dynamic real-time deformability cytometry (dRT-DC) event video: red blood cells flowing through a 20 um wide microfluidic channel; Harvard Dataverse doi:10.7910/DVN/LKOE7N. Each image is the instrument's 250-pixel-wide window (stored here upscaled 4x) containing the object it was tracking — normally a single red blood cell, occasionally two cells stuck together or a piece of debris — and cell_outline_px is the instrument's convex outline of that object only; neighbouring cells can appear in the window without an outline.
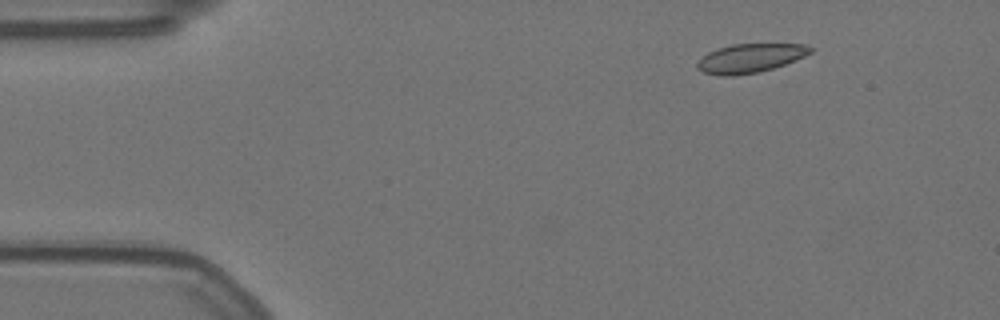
{"species": "Egyptian fruit bat (a non-hibernating species)", "species_latin": "Rousettus aegyptiacus", "temperature_condition": "warm", "stored_images_in_passage": 52, "camera_frame_rate_fps": 3000, "um_per_image_px": 0.085, "animal": {"sex": "female"}, "frame": {"image": 1, "passage_image": 2, "time_ms": 0.333, "image_size_px": [1000, 320], "cell_outline_px": [[816, 48], [812, 52], [804, 56], [784, 64], [760, 72], [732, 76], [724, 76], [704, 72], [696, 68], [696, 64], [708, 52], [716, 48], [732, 44], [804, 44]], "centroid_in_image_um": [63.77, 4.94], "position_along_channel_um": 21.2, "area_um2": 19.02}}
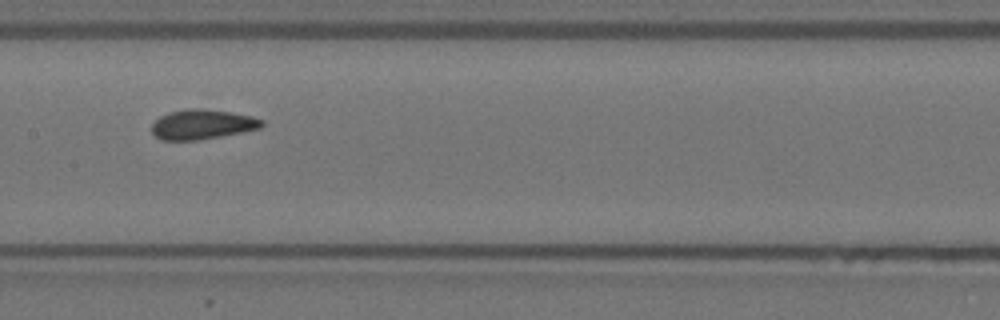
{"frame": {"image": 2, "passage_image": 23, "time_ms": 7.333, "image_size_px": [1000, 320], "cell_outline_px": [[264, 124], [260, 128], [200, 140], [160, 140], [152, 132], [152, 124], [160, 116], [168, 112], [188, 108], [200, 108], [232, 112], [252, 116], [264, 120]], "centroid_in_image_um": [17.18, 10.56], "position_along_channel_um": 190.2, "area_um2": 19.13}}
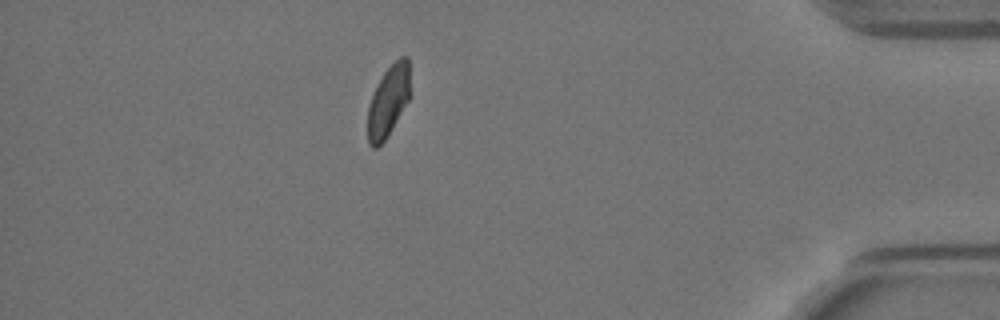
{"frame": {"image": 3, "passage_image": 45, "time_ms": 14.667, "image_size_px": [1000, 320], "cell_outline_px": [[412, 96], [392, 128], [384, 140], [376, 148], [372, 148], [368, 144], [368, 108], [372, 96], [384, 72], [400, 56], [408, 56]], "centroid_in_image_um": [33.06, 8.57], "position_along_channel_um": 402.1, "area_um2": 17.69}, "authors_computed_cell_mechanics": {"area_um2": 19.0451, "velocity_mm_per_s": 3.513, "shape_relaxation_time_tau1_ms": null, "shape_relaxation_time_tau2_ms": 0.7887, "deformation_change_tau1": null, "deformation_change_tau2": 0.0578}}